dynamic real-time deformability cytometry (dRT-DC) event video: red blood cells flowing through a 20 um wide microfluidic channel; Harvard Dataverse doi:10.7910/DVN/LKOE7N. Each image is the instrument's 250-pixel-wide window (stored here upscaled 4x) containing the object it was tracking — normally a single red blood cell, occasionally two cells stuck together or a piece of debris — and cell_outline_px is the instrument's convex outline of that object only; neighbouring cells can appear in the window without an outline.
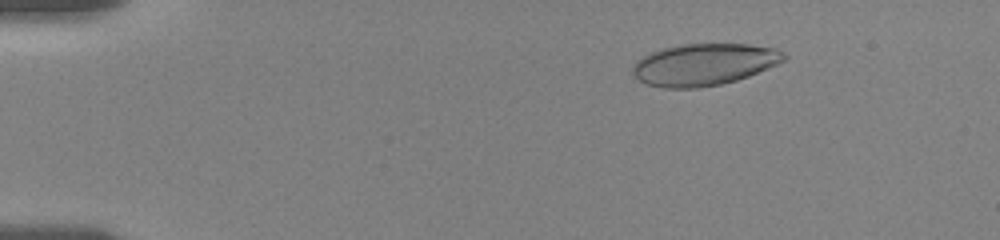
{"species": "human", "species_latin": "Homo sapiens", "temperature_condition": "room temperature", "stored_images_in_passage": 9, "camera_frame_rate_fps": 3000, "um_per_image_px": 0.085, "donor": {"sex": "female"}, "frame": {"image": 1, "passage_image": 4, "time_ms": 2.333, "image_size_px": [1000, 240], "cell_outline_px": [[788, 56], [784, 60], [776, 64], [748, 76], [736, 80], [720, 84], [696, 88], [664, 88], [648, 84], [640, 80], [632, 72], [632, 68], [636, 60], [652, 52], [664, 48], [684, 44], [748, 44], [776, 48], [784, 52]], "centroid_in_image_um": [59.85, 5.47], "position_along_channel_um": 25.1, "area_um2": 36.59}}
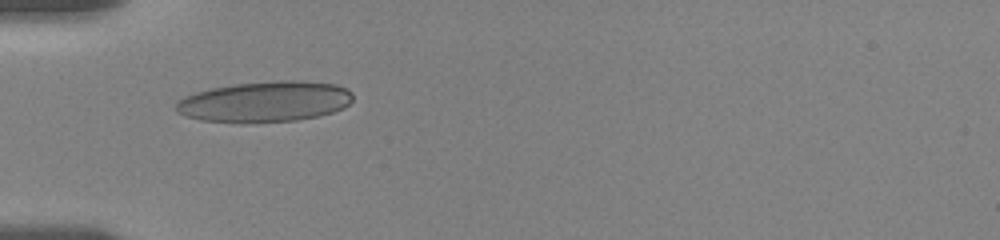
{"frame": {"image": 2, "passage_image": 8, "time_ms": 5.667, "image_size_px": [1000, 240], "cell_outline_px": [[352, 100], [344, 108], [332, 112], [316, 116], [296, 120], [244, 124], [240, 124], [200, 120], [184, 116], [176, 112], [176, 100], [184, 96], [196, 92], [212, 88], [232, 84], [280, 80], [300, 80], [336, 84], [348, 88], [352, 92]], "centroid_in_image_um": [22.48, 8.65], "position_along_channel_um": 62.5, "area_um2": 42.66}}
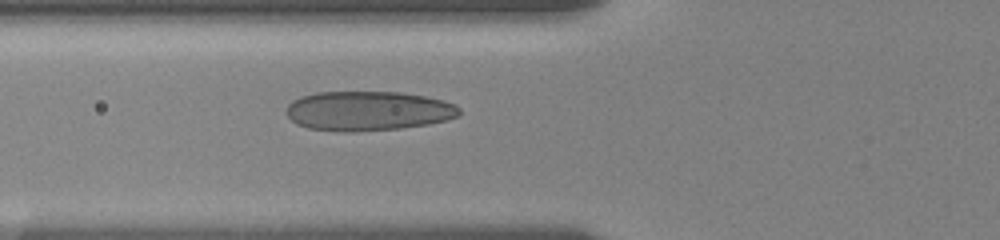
{"frame": {"image": 3, "passage_image": 9, "time_ms": 6.667, "image_size_px": [1000, 240], "cell_outline_px": [[460, 116], [428, 124], [400, 128], [356, 132], [344, 132], [308, 128], [296, 124], [284, 112], [288, 104], [292, 100], [300, 96], [316, 92], [400, 92], [424, 96], [444, 100], [456, 104], [460, 108]], "centroid_in_image_um": [31.26, 9.42], "position_along_channel_um": 94.5, "area_um2": 40.17}}